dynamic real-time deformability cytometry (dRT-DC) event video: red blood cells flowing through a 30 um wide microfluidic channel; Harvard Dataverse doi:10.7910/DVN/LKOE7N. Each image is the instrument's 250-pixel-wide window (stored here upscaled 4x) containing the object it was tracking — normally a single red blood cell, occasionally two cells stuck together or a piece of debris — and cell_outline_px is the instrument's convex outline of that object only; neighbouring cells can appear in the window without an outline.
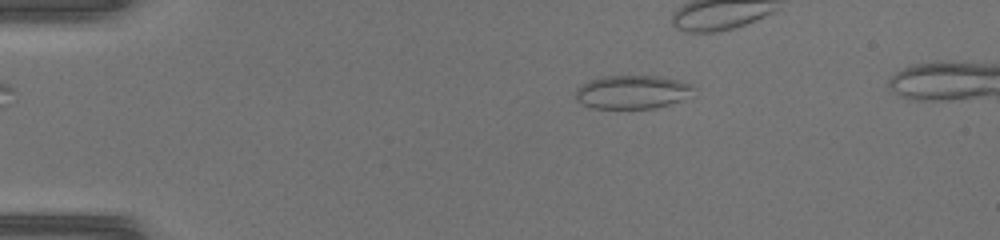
{"species": "common noctule bat (a hibernating species)", "species_latin": "Nyctalus noctula", "temperature_condition": "warm", "stored_images_in_passage": 37, "camera_frame_rate_fps": 3000, "um_per_image_px": 0.085, "animal": {"sex": "female", "body_mass_g": 17.0, "forearm_length_mm": 48.0}, "frame": {"image": 1, "passage_image": 9, "time_ms": 2.667, "image_size_px": [1000, 240], "cell_outline_px": [[696, 88], [676, 100], [668, 104], [652, 108], [596, 108], [584, 104], [576, 100], [576, 88], [580, 84], [588, 80], [604, 76], [656, 76], [676, 80], [692, 84]], "centroid_in_image_um": [53.64, 7.8], "position_along_channel_um": 31.4, "area_um2": 22.48}}
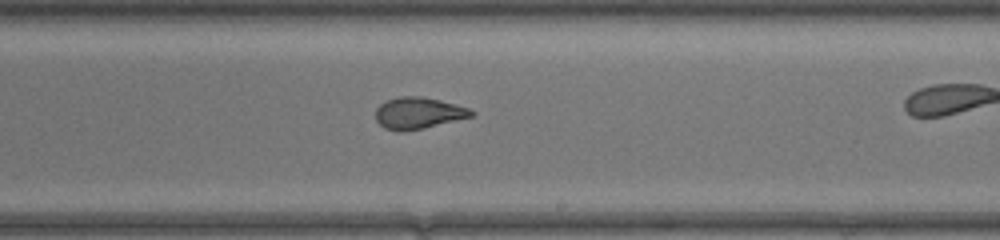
{"frame": {"image": 2, "passage_image": 28, "time_ms": 9.0, "image_size_px": [1000, 240], "cell_outline_px": [[476, 112], [472, 116], [424, 128], [400, 132], [384, 128], [376, 120], [376, 108], [380, 104], [388, 100], [400, 96], [420, 96], [440, 100], [456, 104], [468, 108]], "centroid_in_image_um": [35.55, 9.61], "position_along_channel_um": 253.5, "area_um2": 17.51}}
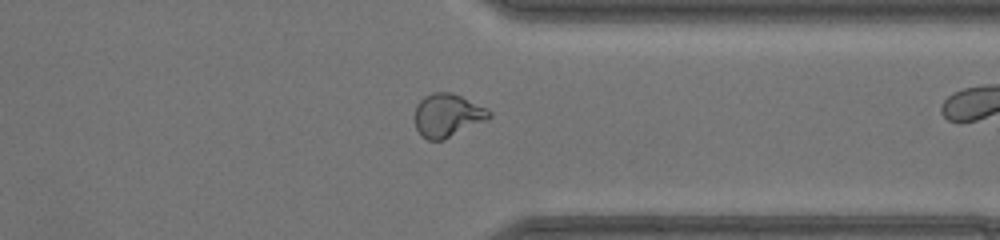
{"frame": {"image": 3, "passage_image": 36, "time_ms": 11.667, "image_size_px": [1000, 240], "cell_outline_px": [[492, 116], [444, 140], [428, 140], [420, 136], [416, 128], [416, 104], [424, 96], [432, 92], [452, 92], [492, 112]], "centroid_in_image_um": [37.98, 9.8], "position_along_channel_um": 373.4, "area_um2": 18.38}}